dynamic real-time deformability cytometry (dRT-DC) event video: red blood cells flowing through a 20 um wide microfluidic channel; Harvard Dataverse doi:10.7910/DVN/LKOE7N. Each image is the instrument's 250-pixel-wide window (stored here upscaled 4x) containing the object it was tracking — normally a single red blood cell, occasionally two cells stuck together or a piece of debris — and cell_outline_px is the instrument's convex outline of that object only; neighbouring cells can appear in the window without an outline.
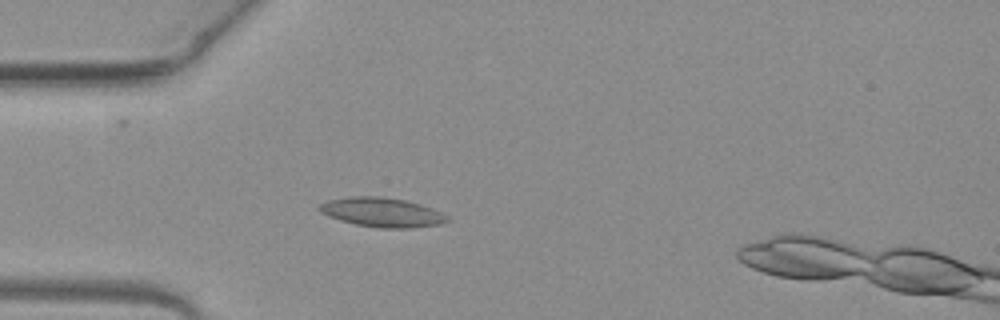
{"species": "common noctule bat (a hibernating species)", "species_latin": "Nyctalus noctula", "temperature_condition": "warm", "stored_images_in_passage": 45, "camera_frame_rate_fps": 3000, "um_per_image_px": 0.085, "animal": {"sex": "female", "body_mass_g": 19.3, "forearm_length_mm": 54.1}, "frame": {"image": 1, "passage_image": 12, "time_ms": 3.667, "image_size_px": [1000, 320], "cell_outline_px": [[452, 220], [440, 224], [412, 228], [380, 228], [356, 224], [340, 220], [328, 216], [320, 212], [316, 208], [320, 204], [328, 200], [352, 196], [380, 196], [404, 200], [420, 204], [432, 208], [448, 216]], "centroid_in_image_um": [32.47, 18.05], "position_along_channel_um": 52.5, "area_um2": 21.91}}
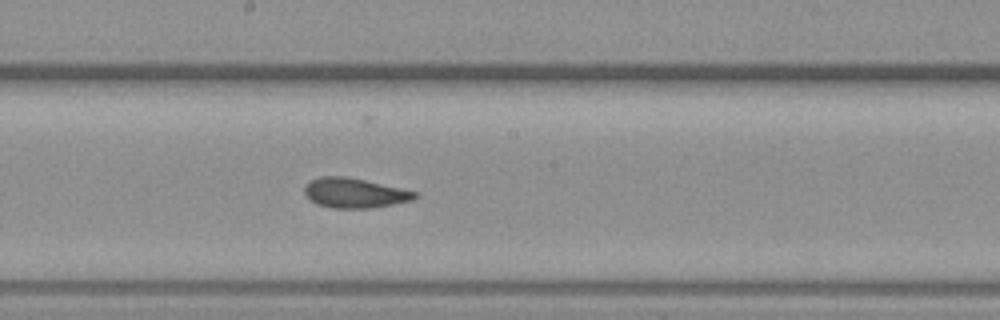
{"frame": {"image": 2, "passage_image": 25, "time_ms": 8.0, "image_size_px": [1000, 320], "cell_outline_px": [[420, 196], [412, 200], [372, 208], [332, 208], [316, 204], [304, 192], [304, 188], [312, 180], [320, 176], [344, 176], [364, 180], [420, 192]], "centroid_in_image_um": [30.19, 16.41], "position_along_channel_um": 218.0, "area_um2": 19.07}}
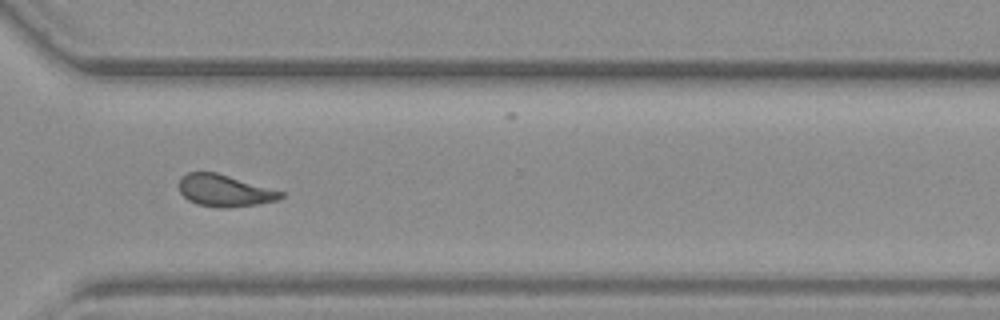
{"frame": {"image": 3, "passage_image": 35, "time_ms": 11.333, "image_size_px": [1000, 320], "cell_outline_px": [[284, 196], [276, 200], [260, 204], [224, 208], [220, 208], [196, 204], [188, 200], [180, 192], [180, 176], [188, 172], [216, 172], [284, 192]], "centroid_in_image_um": [19.08, 16.2], "position_along_channel_um": 351.5, "area_um2": 18.84}, "authors_computed_cell_mechanics": {"area_um2": 19.941, "velocity_mm_per_s": 4.0114, "shape_relaxation_time_tau1_ms": null, "shape_relaxation_time_tau2_ms": 2.7311, "deformation_change_tau1": null, "deformation_change_tau2": 0.0704}}